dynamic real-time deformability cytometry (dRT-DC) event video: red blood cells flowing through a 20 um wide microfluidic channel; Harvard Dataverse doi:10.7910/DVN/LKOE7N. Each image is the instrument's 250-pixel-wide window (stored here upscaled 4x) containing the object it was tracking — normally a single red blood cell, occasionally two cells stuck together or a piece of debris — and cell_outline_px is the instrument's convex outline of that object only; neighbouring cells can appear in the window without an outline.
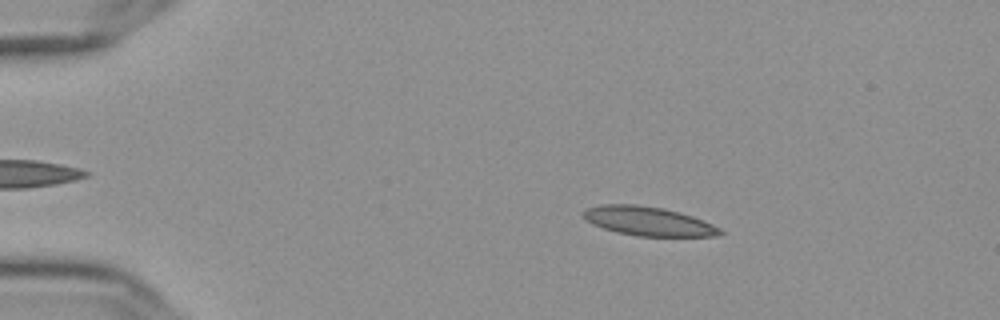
{"species": "Egyptian fruit bat (a non-hibernating species)", "species_latin": "Rousettus aegyptiacus", "temperature_condition": "cold", "stored_images_in_passage": 55, "camera_frame_rate_fps": 3000, "um_per_image_px": 0.085, "frame": {"image": 1, "passage_image": 9, "time_ms": 2.667, "image_size_px": [1000, 320], "cell_outline_px": [[724, 232], [716, 236], [636, 236], [616, 232], [592, 224], [584, 220], [584, 212], [588, 208], [600, 204], [636, 204], [664, 208], [680, 212], [704, 220], [720, 228]], "centroid_in_image_um": [55.11, 18.8], "position_along_channel_um": 29.9, "area_um2": 23.18}}
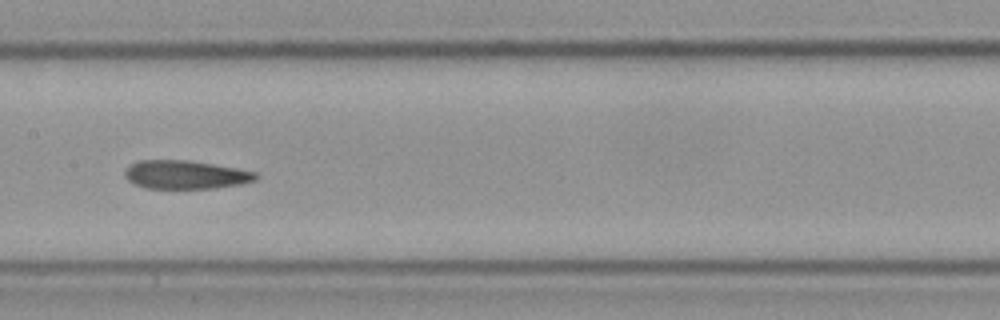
{"frame": {"image": 2, "passage_image": 28, "time_ms": 9.0, "image_size_px": [1000, 320], "cell_outline_px": [[256, 180], [240, 184], [216, 188], [144, 188], [128, 180], [124, 176], [124, 172], [132, 164], [140, 160], [188, 160], [236, 168], [256, 172]], "centroid_in_image_um": [15.76, 14.85], "position_along_channel_um": 191.6, "area_um2": 21.5}}
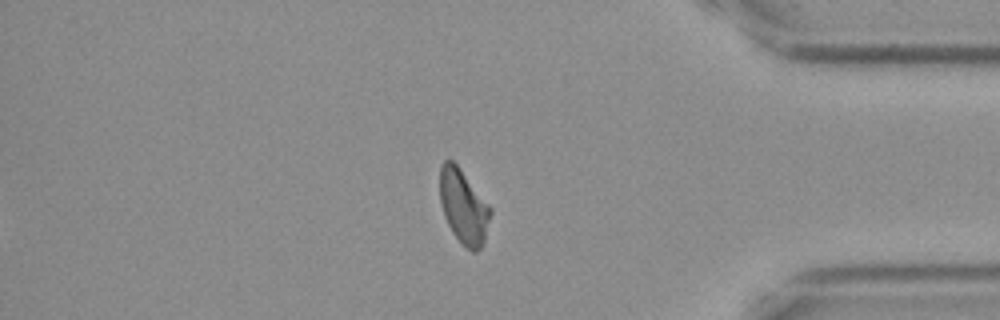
{"frame": {"image": 3, "passage_image": 47, "time_ms": 15.333, "image_size_px": [1000, 320], "cell_outline_px": [[492, 212], [484, 240], [480, 248], [476, 252], [472, 252], [452, 232], [444, 216], [440, 204], [440, 164], [444, 160], [452, 160], [460, 168], [492, 208]], "centroid_in_image_um": [39.39, 17.53], "position_along_channel_um": 395.8, "area_um2": 21.73}, "authors_computed_cell_mechanics": {"area_um2": 22.5998, "velocity_mm_per_s": 3.5931, "shape_relaxation_time_tau1_ms": null, "shape_relaxation_time_tau2_ms": 3.8146, "deformation_change_tau1": null, "deformation_change_tau2": 0.1071}}